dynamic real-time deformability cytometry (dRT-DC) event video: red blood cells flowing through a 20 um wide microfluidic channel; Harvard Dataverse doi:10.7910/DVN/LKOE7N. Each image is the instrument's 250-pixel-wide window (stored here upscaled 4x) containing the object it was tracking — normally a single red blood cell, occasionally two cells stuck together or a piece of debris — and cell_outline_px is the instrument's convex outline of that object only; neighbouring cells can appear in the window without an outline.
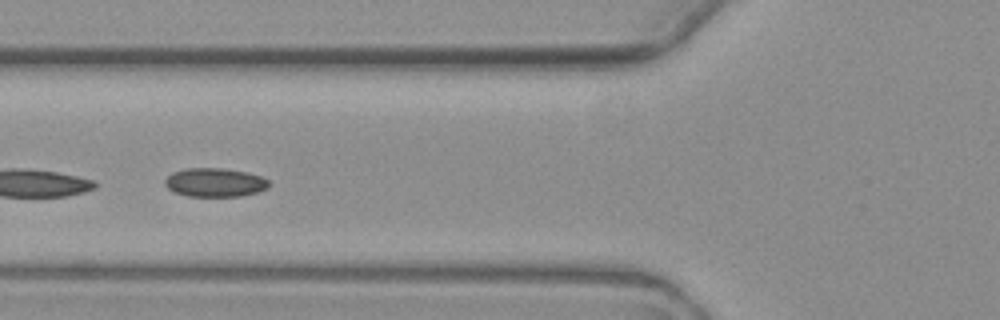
{"species": "common noctule bat (a hibernating species)", "species_latin": "Nyctalus noctula", "temperature_condition": "warm", "stored_images_in_passage": 8, "segment_of_instrument_passage": [2, 2], "camera_frame_rate_fps": 3000, "um_per_image_px": 0.085, "animal": {"sex": "female", "body_mass_g": 19.3, "forearm_length_mm": 54.1}, "frame": {"image": 1, "passage_image": 5, "time_ms": 5.667, "image_size_px": [1000, 320], "cell_outline_px": [[268, 188], [260, 192], [240, 196], [188, 196], [172, 192], [164, 184], [164, 180], [172, 172], [184, 168], [224, 168], [248, 172], [260, 176], [268, 180]], "centroid_in_image_um": [18.25, 15.5], "position_along_channel_um": 107.6, "area_um2": 17.63}}
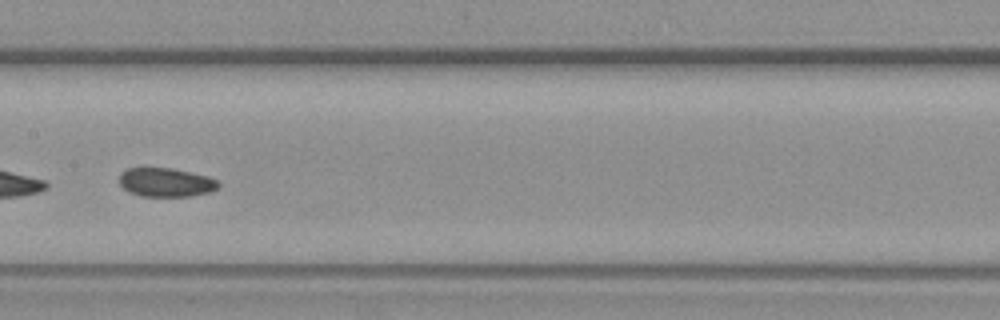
{"frame": {"image": 2, "passage_image": 7, "time_ms": 8.0, "image_size_px": [1000, 320], "cell_outline_px": [[220, 188], [212, 192], [192, 196], [140, 196], [128, 192], [120, 184], [120, 172], [128, 168], [172, 168], [208, 176], [216, 180], [220, 184]], "centroid_in_image_um": [14.13, 15.51], "position_along_channel_um": 193.3, "area_um2": 16.82}}
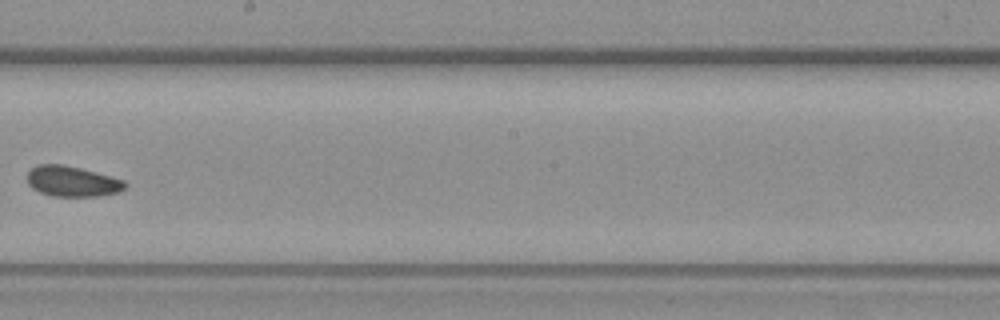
{"frame": {"image": 3, "passage_image": 8, "time_ms": 9.333, "image_size_px": [1000, 320], "cell_outline_px": [[128, 184], [120, 192], [100, 196], [52, 196], [40, 192], [32, 188], [28, 184], [28, 172], [36, 164], [60, 164], [80, 168], [124, 180]], "centroid_in_image_um": [6.14, 15.42], "position_along_channel_um": 242.1, "area_um2": 17.34}}